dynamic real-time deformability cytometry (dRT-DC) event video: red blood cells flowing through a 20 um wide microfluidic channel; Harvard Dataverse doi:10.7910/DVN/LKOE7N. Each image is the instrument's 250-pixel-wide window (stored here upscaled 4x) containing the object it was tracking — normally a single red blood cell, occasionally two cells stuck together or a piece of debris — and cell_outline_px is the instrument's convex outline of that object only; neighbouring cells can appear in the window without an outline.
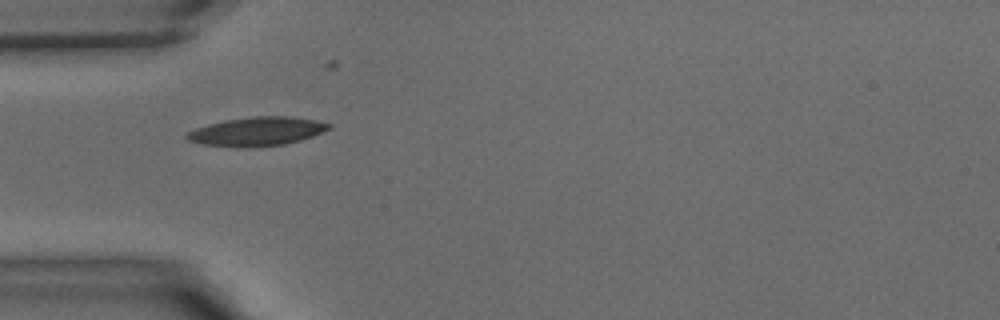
{"species": "common noctule bat (a hibernating species)", "species_latin": "Nyctalus noctula", "temperature_condition": "warm", "stored_images_in_passage": 21, "camera_frame_rate_fps": 3000, "um_per_image_px": 0.085, "animal": {"sex": "male", "body_mass_g": 15.6}, "frame": {"image": 1, "passage_image": 1, "time_ms": 0.0, "image_size_px": [1000, 320], "cell_outline_px": [[332, 128], [312, 136], [300, 140], [284, 144], [248, 148], [240, 148], [200, 144], [188, 140], [184, 136], [188, 132], [196, 128], [208, 124], [224, 120], [256, 116], [288, 116], [316, 120], [332, 124]], "centroid_in_image_um": [21.83, 11.18], "position_along_channel_um": 63.2, "area_um2": 23.99}}
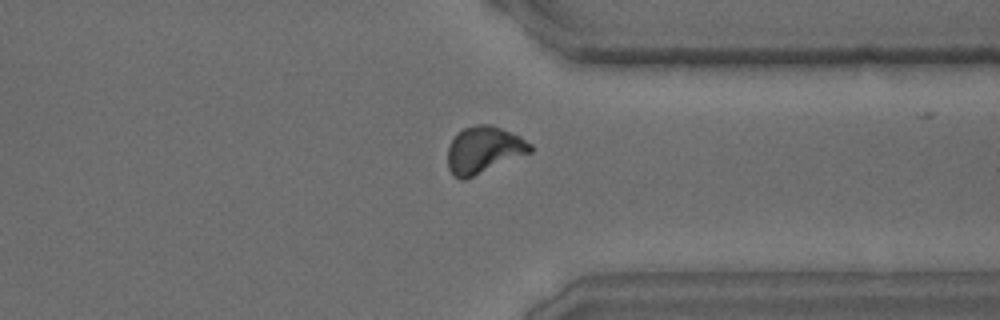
{"frame": {"image": 2, "passage_image": 20, "time_ms": 6.333, "image_size_px": [1000, 320], "cell_outline_px": [[532, 152], [464, 180], [460, 180], [452, 176], [448, 168], [448, 148], [452, 140], [464, 128], [476, 124], [492, 124], [520, 136], [532, 144]], "centroid_in_image_um": [41.12, 12.75], "position_along_channel_um": 370.3, "area_um2": 22.54}}